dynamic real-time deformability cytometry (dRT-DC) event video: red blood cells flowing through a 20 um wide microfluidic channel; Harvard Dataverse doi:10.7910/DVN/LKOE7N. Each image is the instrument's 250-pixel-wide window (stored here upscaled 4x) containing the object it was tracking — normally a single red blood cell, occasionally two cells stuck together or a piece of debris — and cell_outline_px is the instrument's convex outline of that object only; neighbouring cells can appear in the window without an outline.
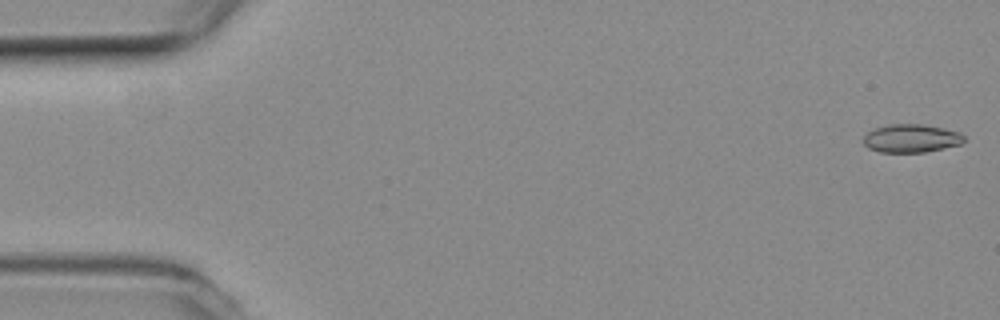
{"species": "common noctule bat (a hibernating species)", "species_latin": "Nyctalus noctula", "temperature_condition": "room temperature", "stored_images_in_passage": 8, "camera_frame_rate_fps": 3000, "um_per_image_px": 0.085, "animal": {"sex": "female", "body_mass_g": 19.3, "forearm_length_mm": 54.1}, "frame": {"image": 1, "passage_image": 1, "time_ms": 0.0, "image_size_px": [1000, 320], "cell_outline_px": [[964, 140], [960, 144], [944, 148], [924, 152], [880, 152], [868, 148], [864, 144], [864, 136], [868, 132], [876, 128], [888, 124], [924, 124], [944, 128], [960, 132], [964, 136]], "centroid_in_image_um": [77.46, 11.75], "position_along_channel_um": 7.5, "area_um2": 16.53}}
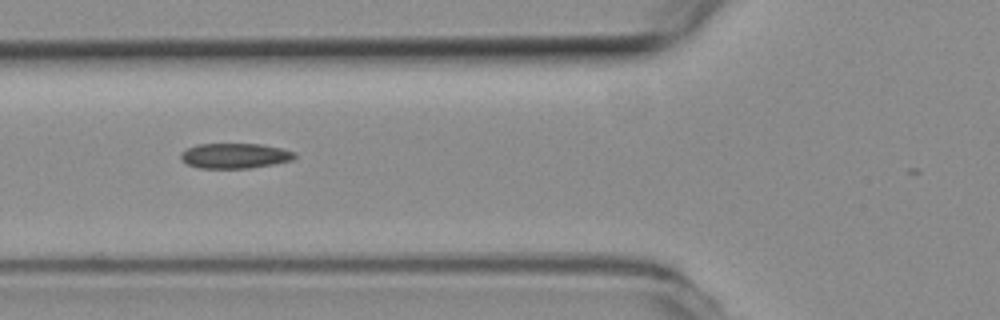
{"frame": {"image": 2, "passage_image": 6, "time_ms": 1.667, "image_size_px": [1000, 320], "cell_outline_px": [[296, 156], [292, 160], [272, 164], [248, 168], [200, 168], [188, 164], [180, 156], [180, 152], [196, 144], [260, 144], [280, 148], [296, 152]], "centroid_in_image_um": [19.96, 13.23], "position_along_channel_um": 105.8, "area_um2": 16.53}}
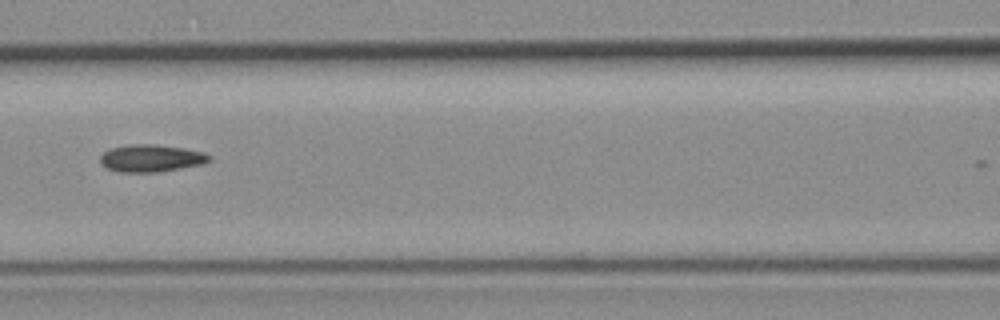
{"frame": {"image": 3, "passage_image": 7, "time_ms": 2.0, "image_size_px": [1000, 320], "cell_outline_px": [[212, 160], [200, 164], [180, 168], [156, 172], [120, 172], [108, 168], [100, 164], [100, 156], [104, 152], [112, 148], [128, 144], [156, 144], [184, 148], [204, 152], [212, 156]], "centroid_in_image_um": [12.85, 13.44], "position_along_channel_um": 153.8, "area_um2": 17.34}}